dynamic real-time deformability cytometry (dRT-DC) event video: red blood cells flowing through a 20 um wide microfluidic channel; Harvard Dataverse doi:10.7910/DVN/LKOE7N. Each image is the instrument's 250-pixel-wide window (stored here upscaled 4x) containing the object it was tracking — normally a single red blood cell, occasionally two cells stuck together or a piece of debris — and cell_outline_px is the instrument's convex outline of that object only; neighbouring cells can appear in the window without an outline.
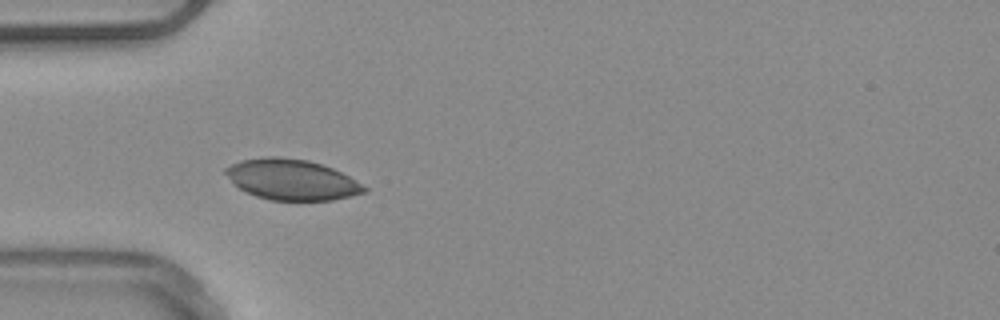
{"species": "common noctule bat (a hibernating species)", "species_latin": "Nyctalus noctula", "temperature_condition": "warm", "stored_images_in_passage": 37, "camera_frame_rate_fps": 3000, "um_per_image_px": 0.085, "animal": {"sex": "male", "body_mass_g": 20.4}, "frame": {"image": 1, "passage_image": 1, "time_ms": 0.0, "image_size_px": [1000, 320], "cell_outline_px": [[368, 192], [332, 200], [272, 200], [256, 196], [240, 188], [224, 172], [224, 168], [240, 160], [268, 156], [280, 156], [308, 160], [332, 168], [348, 176], [368, 188]], "centroid_in_image_um": [24.81, 15.26], "position_along_channel_um": 60.2, "area_um2": 32.54}}